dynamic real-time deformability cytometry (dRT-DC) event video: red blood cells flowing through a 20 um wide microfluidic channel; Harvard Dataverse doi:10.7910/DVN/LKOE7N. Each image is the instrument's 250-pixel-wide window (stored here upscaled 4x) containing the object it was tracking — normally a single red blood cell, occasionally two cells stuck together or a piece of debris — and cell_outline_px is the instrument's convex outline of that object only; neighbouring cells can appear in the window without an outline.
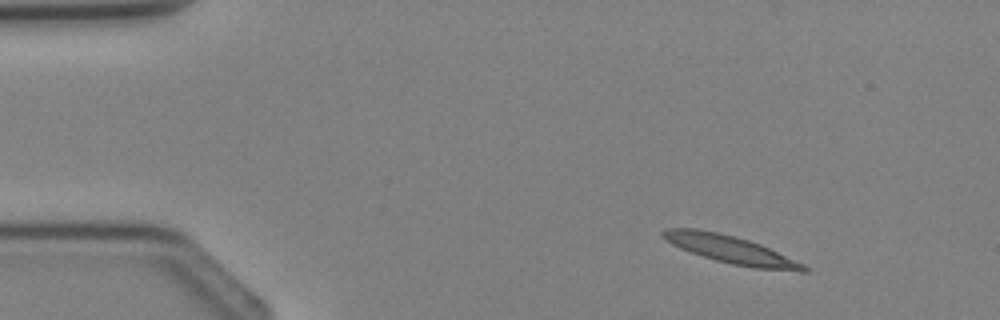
{"species": "Egyptian fruit bat (a non-hibernating species)", "species_latin": "Rousettus aegyptiacus", "temperature_condition": "cold", "stored_images_in_passage": 3, "camera_frame_rate_fps": 3000, "um_per_image_px": 0.085, "animal": {"sex": "female"}, "frame": {"image": 1, "passage_image": 1, "time_ms": 0.0, "image_size_px": [1000, 320], "cell_outline_px": [[812, 268], [808, 272], [800, 272], [756, 268], [732, 264], [716, 260], [680, 248], [672, 244], [660, 232], [668, 228], [696, 228], [736, 236], [760, 244], [804, 264]], "centroid_in_image_um": [62.18, 21.22], "position_along_channel_um": 22.8, "area_um2": 22.48}}
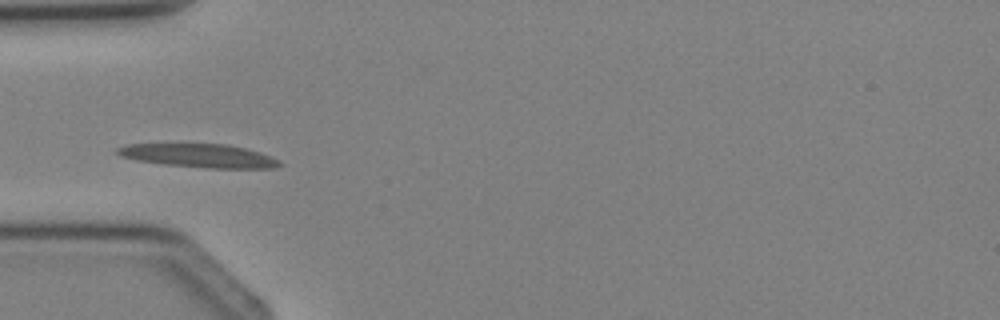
{"frame": {"image": 2, "passage_image": 3, "time_ms": 2.333, "image_size_px": [1000, 320], "cell_outline_px": [[284, 164], [276, 168], [208, 168], [164, 164], [136, 160], [120, 156], [116, 152], [116, 148], [128, 144], [224, 144], [244, 148], [260, 152], [280, 160]], "centroid_in_image_um": [16.94, 13.24], "position_along_channel_um": 68.1, "area_um2": 22.2}}